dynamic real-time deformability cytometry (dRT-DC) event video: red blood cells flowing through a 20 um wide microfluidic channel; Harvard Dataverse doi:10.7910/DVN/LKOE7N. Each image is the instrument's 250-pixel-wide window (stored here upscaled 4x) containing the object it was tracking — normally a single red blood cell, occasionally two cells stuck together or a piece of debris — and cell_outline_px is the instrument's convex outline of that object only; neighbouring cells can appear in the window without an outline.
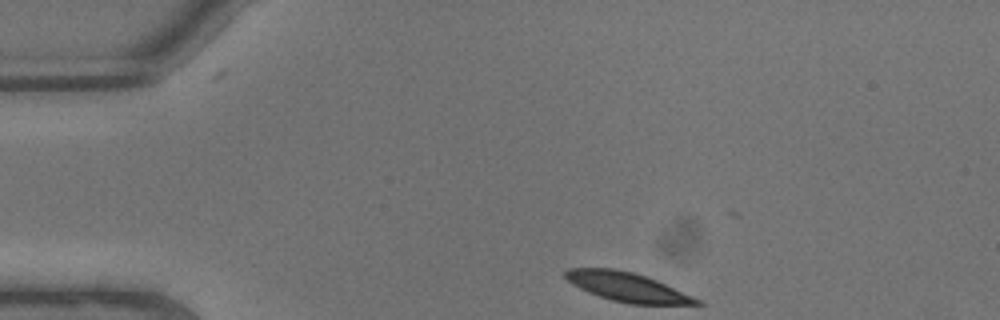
{"species": "common noctule bat (a hibernating species)", "species_latin": "Nyctalus noctula", "temperature_condition": "warm", "stored_images_in_passage": 7, "camera_frame_rate_fps": 3000, "um_per_image_px": 0.085, "animal": {"sex": "male", "body_mass_g": 13.3}, "frame": {"image": 1, "passage_image": 1, "time_ms": 0.0, "image_size_px": [1000, 320], "cell_outline_px": [[704, 304], [628, 304], [612, 300], [588, 292], [572, 284], [564, 276], [564, 272], [568, 268], [616, 268], [632, 272], [656, 280], [692, 296], [700, 300]], "centroid_in_image_um": [53.27, 24.39], "position_along_channel_um": 31.7, "area_um2": 21.96}}
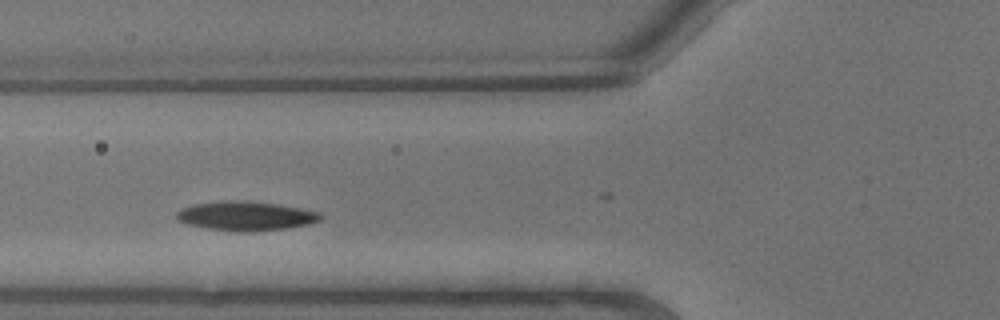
{"frame": {"image": 2, "passage_image": 5, "time_ms": 1.333, "image_size_px": [1000, 320], "cell_outline_px": [[324, 216], [320, 220], [308, 224], [288, 228], [252, 232], [244, 232], [208, 228], [188, 224], [176, 220], [176, 212], [180, 208], [196, 204], [232, 200], [240, 200], [276, 204], [300, 208], [320, 212]], "centroid_in_image_um": [20.91, 18.36], "position_along_channel_um": 104.9, "area_um2": 24.39}}
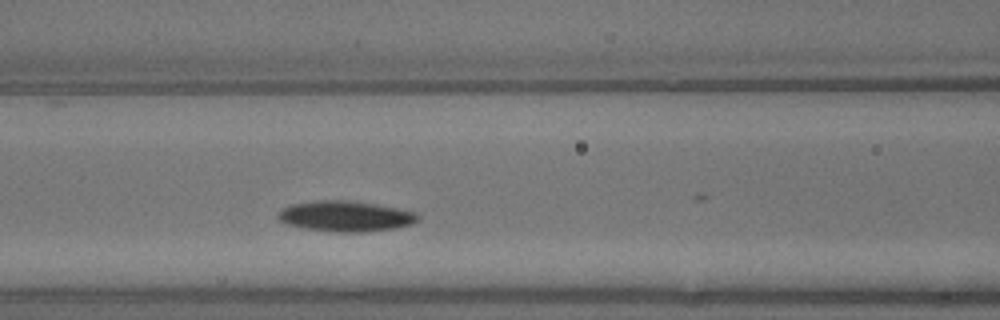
{"frame": {"image": 3, "passage_image": 6, "time_ms": 1.667, "image_size_px": [1000, 320], "cell_outline_px": [[420, 220], [412, 224], [396, 228], [368, 232], [336, 232], [304, 228], [288, 224], [280, 220], [276, 216], [280, 208], [292, 204], [320, 200], [348, 200], [396, 208], [416, 212], [420, 216]], "centroid_in_image_um": [29.38, 18.38], "position_along_channel_um": 137.2, "area_um2": 24.97}}